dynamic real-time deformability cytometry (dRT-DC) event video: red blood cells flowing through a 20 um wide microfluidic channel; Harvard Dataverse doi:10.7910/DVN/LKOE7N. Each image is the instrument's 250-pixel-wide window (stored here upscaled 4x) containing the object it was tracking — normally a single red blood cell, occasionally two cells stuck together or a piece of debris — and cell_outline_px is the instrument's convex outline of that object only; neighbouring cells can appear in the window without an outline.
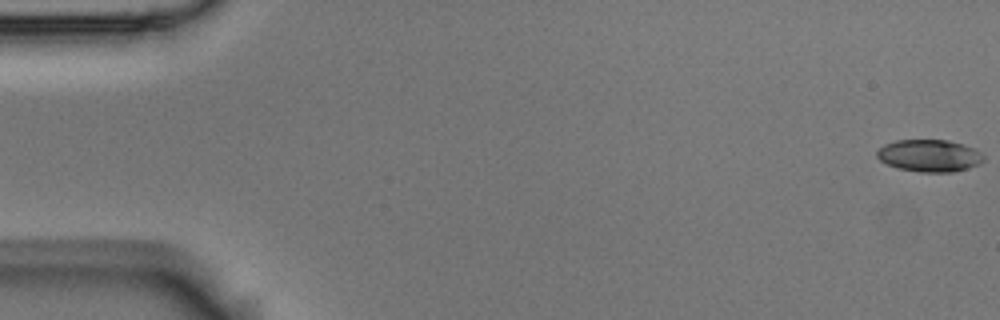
{"species": "Egyptian fruit bat (a non-hibernating species)", "species_latin": "Rousettus aegyptiacus", "temperature_condition": "room temperature", "stored_images_in_passage": 55, "camera_frame_rate_fps": 3000, "um_per_image_px": 0.085, "animal": {"sex": "male"}, "frame": {"image": 1, "passage_image": 1, "time_ms": 0.0, "image_size_px": [1000, 320], "cell_outline_px": [[984, 160], [980, 164], [968, 168], [952, 172], [920, 172], [900, 168], [888, 164], [880, 160], [876, 156], [876, 152], [884, 144], [896, 140], [948, 140], [964, 144], [976, 148], [984, 156]], "centroid_in_image_um": [79.03, 13.22], "position_along_channel_um": 6.0, "area_um2": 20.06}}
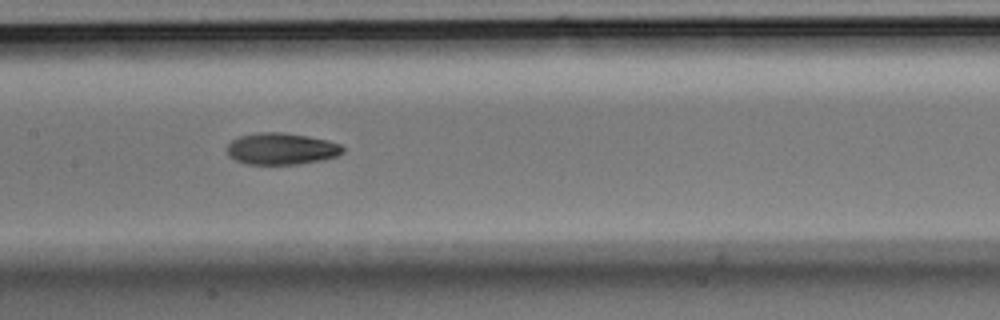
{"frame": {"image": 2, "passage_image": 27, "time_ms": 8.667, "image_size_px": [1000, 320], "cell_outline_px": [[344, 152], [336, 156], [324, 160], [300, 164], [248, 164], [236, 160], [228, 156], [228, 144], [232, 140], [240, 136], [256, 132], [280, 132], [308, 136], [328, 140], [340, 144], [344, 148]], "centroid_in_image_um": [23.94, 12.64], "position_along_channel_um": 183.5, "area_um2": 21.44}}
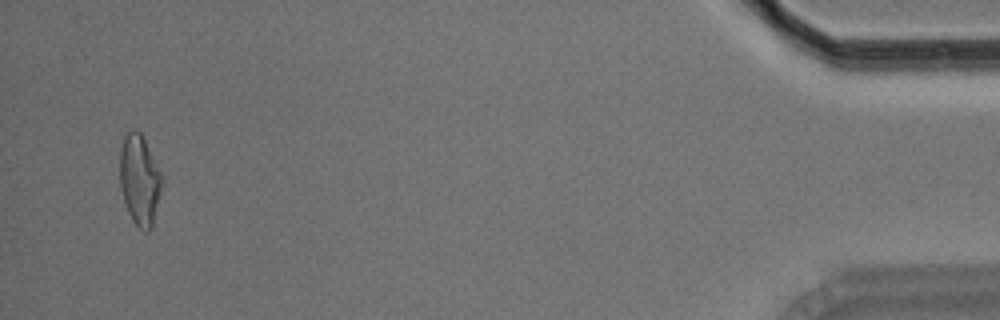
{"frame": {"image": 3, "passage_image": 53, "time_ms": 17.333, "image_size_px": [1000, 320], "cell_outline_px": [[164, 184], [152, 228], [148, 232], [144, 232], [132, 220], [128, 212], [120, 188], [120, 148], [124, 136], [132, 128], [140, 132], [164, 176]], "centroid_in_image_um": [11.9, 15.31], "position_along_channel_um": 423.3, "area_um2": 22.66}, "authors_computed_cell_mechanics": {"area_um2": 21.1548, "velocity_mm_per_s": 3.7221, "shape_relaxation_time_tau1_ms": 6.0494, "shape_relaxation_time_tau2_ms": 4.9725, "deformation_change_tau1": 0.1609, "deformation_change_tau2": 0.1128}}